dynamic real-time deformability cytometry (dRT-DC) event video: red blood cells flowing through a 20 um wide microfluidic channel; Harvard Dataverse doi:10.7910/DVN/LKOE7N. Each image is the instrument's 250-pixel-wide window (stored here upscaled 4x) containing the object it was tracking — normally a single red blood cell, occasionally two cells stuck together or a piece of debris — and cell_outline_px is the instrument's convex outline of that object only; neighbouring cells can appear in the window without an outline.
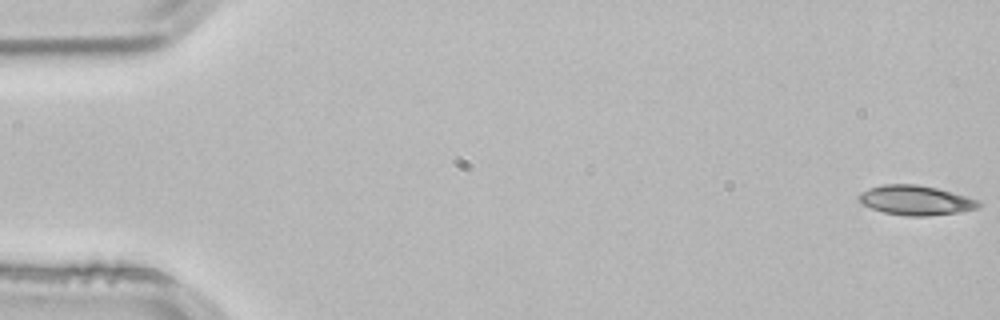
{"species": "common noctule bat (a hibernating species)", "species_latin": "Nyctalus noctula", "temperature_condition": "room temperature", "stored_images_in_passage": 17, "camera_frame_rate_fps": 3000, "um_per_image_px": 0.085, "animal": {"sex": "male", "body_mass_g": 21.5, "forearm_length_mm": 52.0}, "frame": {"image": 1, "passage_image": 1, "time_ms": 0.0, "image_size_px": [1000, 320], "cell_outline_px": [[984, 204], [980, 208], [960, 212], [928, 216], [908, 216], [884, 212], [872, 208], [864, 204], [856, 196], [860, 192], [868, 188], [884, 184], [916, 184], [936, 188], [952, 192], [980, 200]], "centroid_in_image_um": [77.88, 17.02], "position_along_channel_um": 7.1, "area_um2": 20.81}}
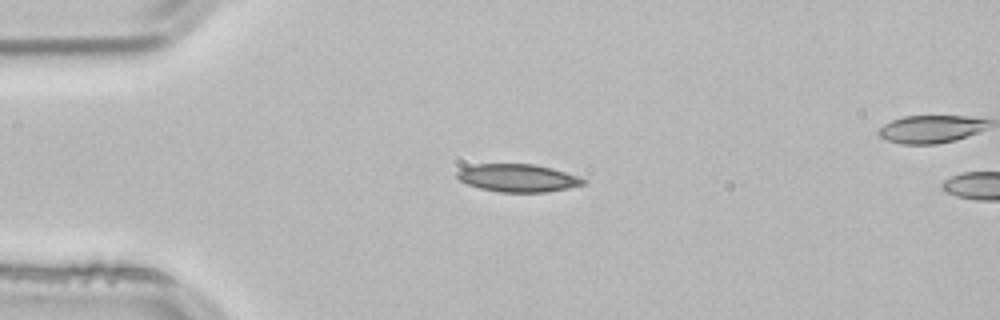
{"frame": {"image": 2, "passage_image": 13, "time_ms": 4.0, "image_size_px": [1000, 320], "cell_outline_px": [[588, 184], [548, 192], [496, 192], [480, 188], [468, 184], [460, 180], [456, 176], [456, 172], [460, 168], [476, 164], [536, 164], [552, 168], [588, 180]], "centroid_in_image_um": [44.03, 15.13], "position_along_channel_um": 41.0, "area_um2": 20.58}}